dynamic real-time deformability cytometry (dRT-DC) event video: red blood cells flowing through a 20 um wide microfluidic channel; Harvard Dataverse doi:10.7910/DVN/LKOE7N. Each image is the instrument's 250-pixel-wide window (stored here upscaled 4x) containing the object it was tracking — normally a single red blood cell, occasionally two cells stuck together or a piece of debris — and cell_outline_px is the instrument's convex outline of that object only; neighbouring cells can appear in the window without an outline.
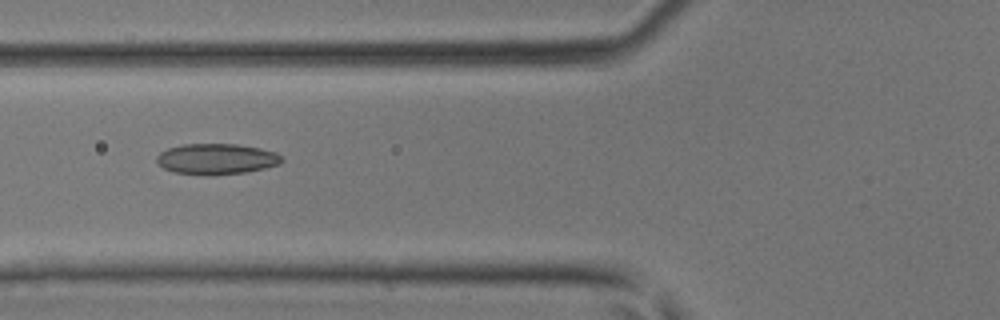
{"species": "common noctule bat (a hibernating species)", "species_latin": "Nyctalus noctula", "temperature_condition": "room temperature", "stored_images_in_passage": 45, "camera_frame_rate_fps": 3000, "um_per_image_px": 0.085, "animal": {"sex": "male", "body_mass_g": 17.9, "forearm_length_mm": 54.2}, "frame": {"image": 1, "passage_image": 18, "time_ms": 5.667, "image_size_px": [1000, 320], "cell_outline_px": [[284, 160], [280, 164], [264, 168], [244, 172], [212, 176], [208, 176], [172, 172], [164, 168], [156, 160], [156, 156], [160, 152], [168, 148], [184, 144], [236, 144], [260, 148], [276, 152]], "centroid_in_image_um": [18.39, 13.52], "position_along_channel_um": 107.4, "area_um2": 22.54}}
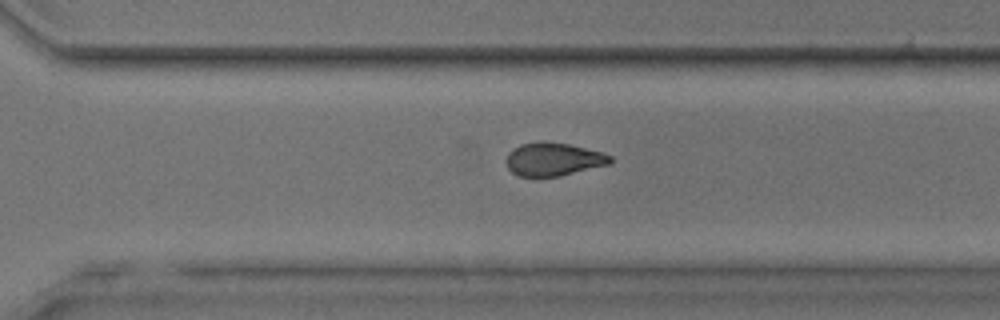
{"frame": {"image": 2, "passage_image": 32, "time_ms": 10.333, "image_size_px": [1000, 320], "cell_outline_px": [[612, 160], [608, 164], [560, 176], [520, 176], [512, 172], [508, 168], [508, 152], [512, 148], [520, 144], [540, 140], [544, 140], [568, 144], [600, 152], [612, 156]], "centroid_in_image_um": [47.01, 13.52], "position_along_channel_um": 323.6, "area_um2": 19.94}}
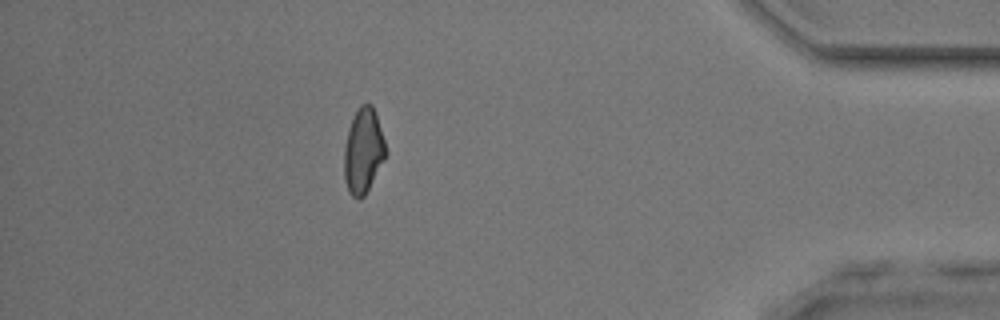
{"frame": {"image": 3, "passage_image": 40, "time_ms": 13.0, "image_size_px": [1000, 320], "cell_outline_px": [[388, 152], [384, 160], [364, 196], [352, 196], [348, 192], [344, 176], [344, 148], [348, 128], [360, 104], [372, 104], [376, 112]], "centroid_in_image_um": [30.89, 12.79], "position_along_channel_um": 404.3, "area_um2": 20.52}}